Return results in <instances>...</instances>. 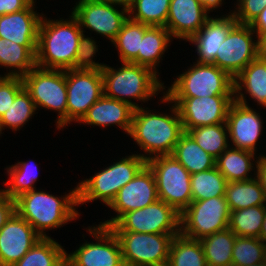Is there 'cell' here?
Here are the masks:
<instances>
[{
  "instance_id": "6da1fadb",
  "label": "cell",
  "mask_w": 266,
  "mask_h": 266,
  "mask_svg": "<svg viewBox=\"0 0 266 266\" xmlns=\"http://www.w3.org/2000/svg\"><path fill=\"white\" fill-rule=\"evenodd\" d=\"M162 104L170 107V113L153 112L148 107L134 109L129 135L143 153L146 161L157 156L171 155L181 135L185 132L176 105L162 92ZM162 113V114H161Z\"/></svg>"
},
{
  "instance_id": "7a4b0ae2",
  "label": "cell",
  "mask_w": 266,
  "mask_h": 266,
  "mask_svg": "<svg viewBox=\"0 0 266 266\" xmlns=\"http://www.w3.org/2000/svg\"><path fill=\"white\" fill-rule=\"evenodd\" d=\"M14 201L15 212L42 238H51L46 232L61 228L81 215L75 208L78 207L77 186L61 197L34 189L19 195Z\"/></svg>"
},
{
  "instance_id": "3957f363",
  "label": "cell",
  "mask_w": 266,
  "mask_h": 266,
  "mask_svg": "<svg viewBox=\"0 0 266 266\" xmlns=\"http://www.w3.org/2000/svg\"><path fill=\"white\" fill-rule=\"evenodd\" d=\"M68 19H47L43 14L38 29L36 66L44 69H74L83 33L77 19L69 14Z\"/></svg>"
},
{
  "instance_id": "277c9868",
  "label": "cell",
  "mask_w": 266,
  "mask_h": 266,
  "mask_svg": "<svg viewBox=\"0 0 266 266\" xmlns=\"http://www.w3.org/2000/svg\"><path fill=\"white\" fill-rule=\"evenodd\" d=\"M121 65L117 69L106 65L101 70L105 96L128 103L137 109L142 106L132 99L145 103L166 90L160 76L152 69L133 63Z\"/></svg>"
},
{
  "instance_id": "5b68a950",
  "label": "cell",
  "mask_w": 266,
  "mask_h": 266,
  "mask_svg": "<svg viewBox=\"0 0 266 266\" xmlns=\"http://www.w3.org/2000/svg\"><path fill=\"white\" fill-rule=\"evenodd\" d=\"M147 164V161L136 154L126 155L120 161L113 162L85 178L77 184L78 206L99 200L107 207L115 199L118 191L131 181Z\"/></svg>"
},
{
  "instance_id": "8992f818",
  "label": "cell",
  "mask_w": 266,
  "mask_h": 266,
  "mask_svg": "<svg viewBox=\"0 0 266 266\" xmlns=\"http://www.w3.org/2000/svg\"><path fill=\"white\" fill-rule=\"evenodd\" d=\"M184 71L170 88L165 86L167 98L234 96L233 78L216 65L194 62Z\"/></svg>"
},
{
  "instance_id": "52a82bcc",
  "label": "cell",
  "mask_w": 266,
  "mask_h": 266,
  "mask_svg": "<svg viewBox=\"0 0 266 266\" xmlns=\"http://www.w3.org/2000/svg\"><path fill=\"white\" fill-rule=\"evenodd\" d=\"M37 110L58 112L57 129L67 127V87L65 70L44 69L35 66L22 77Z\"/></svg>"
},
{
  "instance_id": "ba28073f",
  "label": "cell",
  "mask_w": 266,
  "mask_h": 266,
  "mask_svg": "<svg viewBox=\"0 0 266 266\" xmlns=\"http://www.w3.org/2000/svg\"><path fill=\"white\" fill-rule=\"evenodd\" d=\"M153 171L158 197L181 214L192 202L191 174L172 155L147 161Z\"/></svg>"
},
{
  "instance_id": "9c48e42d",
  "label": "cell",
  "mask_w": 266,
  "mask_h": 266,
  "mask_svg": "<svg viewBox=\"0 0 266 266\" xmlns=\"http://www.w3.org/2000/svg\"><path fill=\"white\" fill-rule=\"evenodd\" d=\"M230 209L225 196L192 201L180 214V234L195 240L228 228Z\"/></svg>"
},
{
  "instance_id": "30bf717a",
  "label": "cell",
  "mask_w": 266,
  "mask_h": 266,
  "mask_svg": "<svg viewBox=\"0 0 266 266\" xmlns=\"http://www.w3.org/2000/svg\"><path fill=\"white\" fill-rule=\"evenodd\" d=\"M125 266H166L172 240L179 234L114 232Z\"/></svg>"
},
{
  "instance_id": "8fae6325",
  "label": "cell",
  "mask_w": 266,
  "mask_h": 266,
  "mask_svg": "<svg viewBox=\"0 0 266 266\" xmlns=\"http://www.w3.org/2000/svg\"><path fill=\"white\" fill-rule=\"evenodd\" d=\"M109 228L113 232L180 234V214L158 199L142 209L123 214Z\"/></svg>"
},
{
  "instance_id": "7c38bea8",
  "label": "cell",
  "mask_w": 266,
  "mask_h": 266,
  "mask_svg": "<svg viewBox=\"0 0 266 266\" xmlns=\"http://www.w3.org/2000/svg\"><path fill=\"white\" fill-rule=\"evenodd\" d=\"M85 229L96 242L86 240L74 252H66V266H125L119 240L109 227L96 224Z\"/></svg>"
},
{
  "instance_id": "4fadbf2b",
  "label": "cell",
  "mask_w": 266,
  "mask_h": 266,
  "mask_svg": "<svg viewBox=\"0 0 266 266\" xmlns=\"http://www.w3.org/2000/svg\"><path fill=\"white\" fill-rule=\"evenodd\" d=\"M65 76L68 126L82 120L88 109L104 95V89L101 71L69 69L65 70Z\"/></svg>"
},
{
  "instance_id": "5bb4252c",
  "label": "cell",
  "mask_w": 266,
  "mask_h": 266,
  "mask_svg": "<svg viewBox=\"0 0 266 266\" xmlns=\"http://www.w3.org/2000/svg\"><path fill=\"white\" fill-rule=\"evenodd\" d=\"M258 56V35L250 25L237 23L223 41L214 65L234 78Z\"/></svg>"
},
{
  "instance_id": "9a60e30c",
  "label": "cell",
  "mask_w": 266,
  "mask_h": 266,
  "mask_svg": "<svg viewBox=\"0 0 266 266\" xmlns=\"http://www.w3.org/2000/svg\"><path fill=\"white\" fill-rule=\"evenodd\" d=\"M71 14L77 19L83 33L86 29L112 42L129 18L128 11L112 4L93 0H78ZM85 28V30H84Z\"/></svg>"
},
{
  "instance_id": "2e32d148",
  "label": "cell",
  "mask_w": 266,
  "mask_h": 266,
  "mask_svg": "<svg viewBox=\"0 0 266 266\" xmlns=\"http://www.w3.org/2000/svg\"><path fill=\"white\" fill-rule=\"evenodd\" d=\"M179 112L185 132L190 129L226 123L234 96H207L190 98H168Z\"/></svg>"
},
{
  "instance_id": "e0dca14e",
  "label": "cell",
  "mask_w": 266,
  "mask_h": 266,
  "mask_svg": "<svg viewBox=\"0 0 266 266\" xmlns=\"http://www.w3.org/2000/svg\"><path fill=\"white\" fill-rule=\"evenodd\" d=\"M157 185L153 171L146 164L136 176L122 187L108 206L116 216L100 221L101 226L113 225L123 214L142 209L158 200Z\"/></svg>"
},
{
  "instance_id": "ac0fdd59",
  "label": "cell",
  "mask_w": 266,
  "mask_h": 266,
  "mask_svg": "<svg viewBox=\"0 0 266 266\" xmlns=\"http://www.w3.org/2000/svg\"><path fill=\"white\" fill-rule=\"evenodd\" d=\"M255 110L236 101L231 104L226 119L230 147L257 154L258 139L265 128L262 116Z\"/></svg>"
},
{
  "instance_id": "d6986e66",
  "label": "cell",
  "mask_w": 266,
  "mask_h": 266,
  "mask_svg": "<svg viewBox=\"0 0 266 266\" xmlns=\"http://www.w3.org/2000/svg\"><path fill=\"white\" fill-rule=\"evenodd\" d=\"M42 237L16 212L0 229V266L18 262Z\"/></svg>"
},
{
  "instance_id": "ffe728a7",
  "label": "cell",
  "mask_w": 266,
  "mask_h": 266,
  "mask_svg": "<svg viewBox=\"0 0 266 266\" xmlns=\"http://www.w3.org/2000/svg\"><path fill=\"white\" fill-rule=\"evenodd\" d=\"M237 23L231 10L228 15L226 13L220 17L210 16L200 30L188 40L196 47L198 58L195 61L201 64H214L223 41Z\"/></svg>"
},
{
  "instance_id": "44dd1931",
  "label": "cell",
  "mask_w": 266,
  "mask_h": 266,
  "mask_svg": "<svg viewBox=\"0 0 266 266\" xmlns=\"http://www.w3.org/2000/svg\"><path fill=\"white\" fill-rule=\"evenodd\" d=\"M209 17L198 0H171L165 28L172 38L187 42Z\"/></svg>"
},
{
  "instance_id": "7402d4cb",
  "label": "cell",
  "mask_w": 266,
  "mask_h": 266,
  "mask_svg": "<svg viewBox=\"0 0 266 266\" xmlns=\"http://www.w3.org/2000/svg\"><path fill=\"white\" fill-rule=\"evenodd\" d=\"M34 0L26 9L0 16V38L23 46H37L43 13H37Z\"/></svg>"
},
{
  "instance_id": "603a6c76",
  "label": "cell",
  "mask_w": 266,
  "mask_h": 266,
  "mask_svg": "<svg viewBox=\"0 0 266 266\" xmlns=\"http://www.w3.org/2000/svg\"><path fill=\"white\" fill-rule=\"evenodd\" d=\"M133 111L134 108L128 103L103 95L88 109L86 115L78 124L83 123L101 128L116 125L129 135Z\"/></svg>"
},
{
  "instance_id": "cb8c5ba5",
  "label": "cell",
  "mask_w": 266,
  "mask_h": 266,
  "mask_svg": "<svg viewBox=\"0 0 266 266\" xmlns=\"http://www.w3.org/2000/svg\"><path fill=\"white\" fill-rule=\"evenodd\" d=\"M234 101L249 106L247 96L266 108V57L258 56L233 78ZM245 90V92H243Z\"/></svg>"
},
{
  "instance_id": "d4e9b609",
  "label": "cell",
  "mask_w": 266,
  "mask_h": 266,
  "mask_svg": "<svg viewBox=\"0 0 266 266\" xmlns=\"http://www.w3.org/2000/svg\"><path fill=\"white\" fill-rule=\"evenodd\" d=\"M258 157L251 151L229 146L216 158L215 167L227 182L246 181L256 177Z\"/></svg>"
},
{
  "instance_id": "484cf974",
  "label": "cell",
  "mask_w": 266,
  "mask_h": 266,
  "mask_svg": "<svg viewBox=\"0 0 266 266\" xmlns=\"http://www.w3.org/2000/svg\"><path fill=\"white\" fill-rule=\"evenodd\" d=\"M172 39L171 34L165 27L150 26L142 38L137 55V65L148 67L160 75L157 67H160V61L162 62V57L168 51Z\"/></svg>"
},
{
  "instance_id": "4316f807",
  "label": "cell",
  "mask_w": 266,
  "mask_h": 266,
  "mask_svg": "<svg viewBox=\"0 0 266 266\" xmlns=\"http://www.w3.org/2000/svg\"><path fill=\"white\" fill-rule=\"evenodd\" d=\"M36 53L37 46H23L0 38V67L9 68L4 76L26 75L36 66Z\"/></svg>"
},
{
  "instance_id": "83f0119b",
  "label": "cell",
  "mask_w": 266,
  "mask_h": 266,
  "mask_svg": "<svg viewBox=\"0 0 266 266\" xmlns=\"http://www.w3.org/2000/svg\"><path fill=\"white\" fill-rule=\"evenodd\" d=\"M192 175L215 167V158L205 152L188 133L184 132L171 154Z\"/></svg>"
},
{
  "instance_id": "f1b7e54d",
  "label": "cell",
  "mask_w": 266,
  "mask_h": 266,
  "mask_svg": "<svg viewBox=\"0 0 266 266\" xmlns=\"http://www.w3.org/2000/svg\"><path fill=\"white\" fill-rule=\"evenodd\" d=\"M225 198L230 211L266 205L264 191L256 177L246 181L228 182Z\"/></svg>"
},
{
  "instance_id": "f546056e",
  "label": "cell",
  "mask_w": 266,
  "mask_h": 266,
  "mask_svg": "<svg viewBox=\"0 0 266 266\" xmlns=\"http://www.w3.org/2000/svg\"><path fill=\"white\" fill-rule=\"evenodd\" d=\"M12 266H66V250L53 238H41Z\"/></svg>"
},
{
  "instance_id": "4dcf8cb0",
  "label": "cell",
  "mask_w": 266,
  "mask_h": 266,
  "mask_svg": "<svg viewBox=\"0 0 266 266\" xmlns=\"http://www.w3.org/2000/svg\"><path fill=\"white\" fill-rule=\"evenodd\" d=\"M38 164L33 161H18L14 165L6 166L5 170L9 180L3 182L5 188L2 192L11 199L36 189L34 185L38 181Z\"/></svg>"
},
{
  "instance_id": "1f68e13d",
  "label": "cell",
  "mask_w": 266,
  "mask_h": 266,
  "mask_svg": "<svg viewBox=\"0 0 266 266\" xmlns=\"http://www.w3.org/2000/svg\"><path fill=\"white\" fill-rule=\"evenodd\" d=\"M236 235L226 228L200 240L208 266H232Z\"/></svg>"
},
{
  "instance_id": "d6a6232c",
  "label": "cell",
  "mask_w": 266,
  "mask_h": 266,
  "mask_svg": "<svg viewBox=\"0 0 266 266\" xmlns=\"http://www.w3.org/2000/svg\"><path fill=\"white\" fill-rule=\"evenodd\" d=\"M149 25L128 18L122 26L121 31L111 42L118 51L121 63L137 64V55L145 31Z\"/></svg>"
},
{
  "instance_id": "836d02e7",
  "label": "cell",
  "mask_w": 266,
  "mask_h": 266,
  "mask_svg": "<svg viewBox=\"0 0 266 266\" xmlns=\"http://www.w3.org/2000/svg\"><path fill=\"white\" fill-rule=\"evenodd\" d=\"M166 266H208L200 240L175 236Z\"/></svg>"
},
{
  "instance_id": "e575fe53",
  "label": "cell",
  "mask_w": 266,
  "mask_h": 266,
  "mask_svg": "<svg viewBox=\"0 0 266 266\" xmlns=\"http://www.w3.org/2000/svg\"><path fill=\"white\" fill-rule=\"evenodd\" d=\"M266 213V205L230 211L228 228L241 237L259 238Z\"/></svg>"
},
{
  "instance_id": "d590c367",
  "label": "cell",
  "mask_w": 266,
  "mask_h": 266,
  "mask_svg": "<svg viewBox=\"0 0 266 266\" xmlns=\"http://www.w3.org/2000/svg\"><path fill=\"white\" fill-rule=\"evenodd\" d=\"M188 133L205 152L215 159L230 146L226 123L196 127L190 129Z\"/></svg>"
},
{
  "instance_id": "8d00e7d4",
  "label": "cell",
  "mask_w": 266,
  "mask_h": 266,
  "mask_svg": "<svg viewBox=\"0 0 266 266\" xmlns=\"http://www.w3.org/2000/svg\"><path fill=\"white\" fill-rule=\"evenodd\" d=\"M227 183L216 167L192 174L190 180L192 201L225 196Z\"/></svg>"
},
{
  "instance_id": "74e56055",
  "label": "cell",
  "mask_w": 266,
  "mask_h": 266,
  "mask_svg": "<svg viewBox=\"0 0 266 266\" xmlns=\"http://www.w3.org/2000/svg\"><path fill=\"white\" fill-rule=\"evenodd\" d=\"M37 109L29 92L23 88L15 97L12 105L0 117L1 130L12 129L16 132L20 130L32 117Z\"/></svg>"
},
{
  "instance_id": "f35d334b",
  "label": "cell",
  "mask_w": 266,
  "mask_h": 266,
  "mask_svg": "<svg viewBox=\"0 0 266 266\" xmlns=\"http://www.w3.org/2000/svg\"><path fill=\"white\" fill-rule=\"evenodd\" d=\"M171 0H133L129 18L149 26H166Z\"/></svg>"
},
{
  "instance_id": "ab89813d",
  "label": "cell",
  "mask_w": 266,
  "mask_h": 266,
  "mask_svg": "<svg viewBox=\"0 0 266 266\" xmlns=\"http://www.w3.org/2000/svg\"><path fill=\"white\" fill-rule=\"evenodd\" d=\"M265 260V243L260 238L236 236L232 266L255 265Z\"/></svg>"
},
{
  "instance_id": "60d3db41",
  "label": "cell",
  "mask_w": 266,
  "mask_h": 266,
  "mask_svg": "<svg viewBox=\"0 0 266 266\" xmlns=\"http://www.w3.org/2000/svg\"><path fill=\"white\" fill-rule=\"evenodd\" d=\"M93 37L81 34L76 59L74 61V69L76 70H96L101 71L106 64L95 62L93 57L98 52V45Z\"/></svg>"
},
{
  "instance_id": "b9f144b4",
  "label": "cell",
  "mask_w": 266,
  "mask_h": 266,
  "mask_svg": "<svg viewBox=\"0 0 266 266\" xmlns=\"http://www.w3.org/2000/svg\"><path fill=\"white\" fill-rule=\"evenodd\" d=\"M23 88L22 77L0 75V117L9 109Z\"/></svg>"
},
{
  "instance_id": "7bdbcfd3",
  "label": "cell",
  "mask_w": 266,
  "mask_h": 266,
  "mask_svg": "<svg viewBox=\"0 0 266 266\" xmlns=\"http://www.w3.org/2000/svg\"><path fill=\"white\" fill-rule=\"evenodd\" d=\"M235 10H231L239 24L250 25L266 7V0H236Z\"/></svg>"
},
{
  "instance_id": "ee69618b",
  "label": "cell",
  "mask_w": 266,
  "mask_h": 266,
  "mask_svg": "<svg viewBox=\"0 0 266 266\" xmlns=\"http://www.w3.org/2000/svg\"><path fill=\"white\" fill-rule=\"evenodd\" d=\"M15 212L14 199L6 196L2 191L0 192V229L5 225L6 221Z\"/></svg>"
},
{
  "instance_id": "f6af8a7d",
  "label": "cell",
  "mask_w": 266,
  "mask_h": 266,
  "mask_svg": "<svg viewBox=\"0 0 266 266\" xmlns=\"http://www.w3.org/2000/svg\"><path fill=\"white\" fill-rule=\"evenodd\" d=\"M34 0H0V16L26 9Z\"/></svg>"
},
{
  "instance_id": "bcb514c9",
  "label": "cell",
  "mask_w": 266,
  "mask_h": 266,
  "mask_svg": "<svg viewBox=\"0 0 266 266\" xmlns=\"http://www.w3.org/2000/svg\"><path fill=\"white\" fill-rule=\"evenodd\" d=\"M256 178L260 182V185L264 191L266 197V154H258Z\"/></svg>"
},
{
  "instance_id": "7dc6e473",
  "label": "cell",
  "mask_w": 266,
  "mask_h": 266,
  "mask_svg": "<svg viewBox=\"0 0 266 266\" xmlns=\"http://www.w3.org/2000/svg\"><path fill=\"white\" fill-rule=\"evenodd\" d=\"M251 29L259 35L261 32L266 31V7L250 24Z\"/></svg>"
},
{
  "instance_id": "c3c4849f",
  "label": "cell",
  "mask_w": 266,
  "mask_h": 266,
  "mask_svg": "<svg viewBox=\"0 0 266 266\" xmlns=\"http://www.w3.org/2000/svg\"><path fill=\"white\" fill-rule=\"evenodd\" d=\"M198 2L204 7V10L210 14V12H214L216 9H220L222 7L224 0H198Z\"/></svg>"
},
{
  "instance_id": "681fc988",
  "label": "cell",
  "mask_w": 266,
  "mask_h": 266,
  "mask_svg": "<svg viewBox=\"0 0 266 266\" xmlns=\"http://www.w3.org/2000/svg\"><path fill=\"white\" fill-rule=\"evenodd\" d=\"M93 1L112 4L114 6L121 7L127 11L130 10V7L132 6L133 3V0H93Z\"/></svg>"
},
{
  "instance_id": "f907efd6",
  "label": "cell",
  "mask_w": 266,
  "mask_h": 266,
  "mask_svg": "<svg viewBox=\"0 0 266 266\" xmlns=\"http://www.w3.org/2000/svg\"><path fill=\"white\" fill-rule=\"evenodd\" d=\"M258 52L259 56L266 57V31L258 35Z\"/></svg>"
},
{
  "instance_id": "816d5d0a",
  "label": "cell",
  "mask_w": 266,
  "mask_h": 266,
  "mask_svg": "<svg viewBox=\"0 0 266 266\" xmlns=\"http://www.w3.org/2000/svg\"><path fill=\"white\" fill-rule=\"evenodd\" d=\"M259 238L265 242L266 241V213H265V217H264V221L260 230V236Z\"/></svg>"
},
{
  "instance_id": "f5cc1de1",
  "label": "cell",
  "mask_w": 266,
  "mask_h": 266,
  "mask_svg": "<svg viewBox=\"0 0 266 266\" xmlns=\"http://www.w3.org/2000/svg\"><path fill=\"white\" fill-rule=\"evenodd\" d=\"M264 243H265V256H266V241Z\"/></svg>"
}]
</instances>
